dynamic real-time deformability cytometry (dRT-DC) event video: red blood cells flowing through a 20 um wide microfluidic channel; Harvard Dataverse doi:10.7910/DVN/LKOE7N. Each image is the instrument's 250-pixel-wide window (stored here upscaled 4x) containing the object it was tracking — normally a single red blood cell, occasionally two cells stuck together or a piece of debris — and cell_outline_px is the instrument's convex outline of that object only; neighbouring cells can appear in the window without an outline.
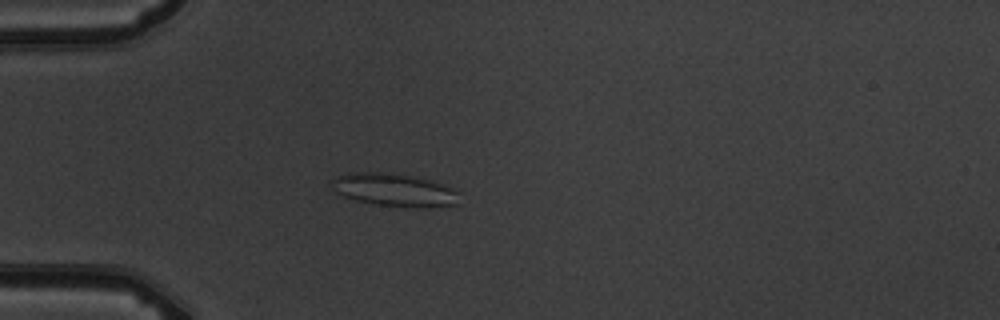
{"species": "common noctule bat (a hibernating species)", "species_latin": "Nyctalus noctula", "temperature_condition": "warm", "stored_images_in_passage": 2, "camera_frame_rate_fps": 3000, "um_per_image_px": 0.085, "animal": {"sex": "male", "body_mass_g": 19.5, "forearm_length_mm": 54.6}, "frame": {"image": 1, "passage_image": 1, "time_ms": 0.0, "image_size_px": [1000, 320], "cell_outline_px": [[460, 192], [456, 204], [428, 208], [404, 208], [376, 204], [356, 200], [344, 196], [336, 192], [328, 180], [336, 176], [348, 172], [392, 172], [416, 176], [432, 180], [452, 188]], "centroid_in_image_um": [33.51, 16.13], "position_along_channel_um": 51.5, "area_um2": 25.09}}